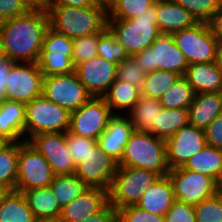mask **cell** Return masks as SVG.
<instances>
[{
    "label": "cell",
    "mask_w": 222,
    "mask_h": 222,
    "mask_svg": "<svg viewBox=\"0 0 222 222\" xmlns=\"http://www.w3.org/2000/svg\"><path fill=\"white\" fill-rule=\"evenodd\" d=\"M50 27L48 11L29 10L0 23L2 52L13 63H37Z\"/></svg>",
    "instance_id": "obj_1"
},
{
    "label": "cell",
    "mask_w": 222,
    "mask_h": 222,
    "mask_svg": "<svg viewBox=\"0 0 222 222\" xmlns=\"http://www.w3.org/2000/svg\"><path fill=\"white\" fill-rule=\"evenodd\" d=\"M50 27L69 39L100 33L107 27V8L96 4L88 7L49 6Z\"/></svg>",
    "instance_id": "obj_2"
},
{
    "label": "cell",
    "mask_w": 222,
    "mask_h": 222,
    "mask_svg": "<svg viewBox=\"0 0 222 222\" xmlns=\"http://www.w3.org/2000/svg\"><path fill=\"white\" fill-rule=\"evenodd\" d=\"M118 166L150 170L160 176L169 173L166 142L149 132L133 131Z\"/></svg>",
    "instance_id": "obj_3"
},
{
    "label": "cell",
    "mask_w": 222,
    "mask_h": 222,
    "mask_svg": "<svg viewBox=\"0 0 222 222\" xmlns=\"http://www.w3.org/2000/svg\"><path fill=\"white\" fill-rule=\"evenodd\" d=\"M107 28L121 43L129 56L146 48L162 34L157 26L156 1L139 17L128 20H108Z\"/></svg>",
    "instance_id": "obj_4"
},
{
    "label": "cell",
    "mask_w": 222,
    "mask_h": 222,
    "mask_svg": "<svg viewBox=\"0 0 222 222\" xmlns=\"http://www.w3.org/2000/svg\"><path fill=\"white\" fill-rule=\"evenodd\" d=\"M160 177L150 170L118 166L108 190L109 204L117 211L125 206L136 205L145 190Z\"/></svg>",
    "instance_id": "obj_5"
},
{
    "label": "cell",
    "mask_w": 222,
    "mask_h": 222,
    "mask_svg": "<svg viewBox=\"0 0 222 222\" xmlns=\"http://www.w3.org/2000/svg\"><path fill=\"white\" fill-rule=\"evenodd\" d=\"M69 128L70 112L44 95L26 104L24 135L28 139L42 133H67Z\"/></svg>",
    "instance_id": "obj_6"
},
{
    "label": "cell",
    "mask_w": 222,
    "mask_h": 222,
    "mask_svg": "<svg viewBox=\"0 0 222 222\" xmlns=\"http://www.w3.org/2000/svg\"><path fill=\"white\" fill-rule=\"evenodd\" d=\"M133 57L145 74L158 69L184 76L189 66L173 36L168 34H161L149 48L134 54Z\"/></svg>",
    "instance_id": "obj_7"
},
{
    "label": "cell",
    "mask_w": 222,
    "mask_h": 222,
    "mask_svg": "<svg viewBox=\"0 0 222 222\" xmlns=\"http://www.w3.org/2000/svg\"><path fill=\"white\" fill-rule=\"evenodd\" d=\"M175 199L196 206L222 191L221 185L205 174L178 167L169 170Z\"/></svg>",
    "instance_id": "obj_8"
},
{
    "label": "cell",
    "mask_w": 222,
    "mask_h": 222,
    "mask_svg": "<svg viewBox=\"0 0 222 222\" xmlns=\"http://www.w3.org/2000/svg\"><path fill=\"white\" fill-rule=\"evenodd\" d=\"M172 36L189 65L215 61L219 43L207 23L198 22L190 28L173 33Z\"/></svg>",
    "instance_id": "obj_9"
},
{
    "label": "cell",
    "mask_w": 222,
    "mask_h": 222,
    "mask_svg": "<svg viewBox=\"0 0 222 222\" xmlns=\"http://www.w3.org/2000/svg\"><path fill=\"white\" fill-rule=\"evenodd\" d=\"M54 176L46 159L28 141H20L15 189L48 187Z\"/></svg>",
    "instance_id": "obj_10"
},
{
    "label": "cell",
    "mask_w": 222,
    "mask_h": 222,
    "mask_svg": "<svg viewBox=\"0 0 222 222\" xmlns=\"http://www.w3.org/2000/svg\"><path fill=\"white\" fill-rule=\"evenodd\" d=\"M43 77L37 63H12L5 79L4 99L31 102L42 95Z\"/></svg>",
    "instance_id": "obj_11"
},
{
    "label": "cell",
    "mask_w": 222,
    "mask_h": 222,
    "mask_svg": "<svg viewBox=\"0 0 222 222\" xmlns=\"http://www.w3.org/2000/svg\"><path fill=\"white\" fill-rule=\"evenodd\" d=\"M42 95L69 112L77 110L92 98L75 72L44 76Z\"/></svg>",
    "instance_id": "obj_12"
},
{
    "label": "cell",
    "mask_w": 222,
    "mask_h": 222,
    "mask_svg": "<svg viewBox=\"0 0 222 222\" xmlns=\"http://www.w3.org/2000/svg\"><path fill=\"white\" fill-rule=\"evenodd\" d=\"M112 115L103 97H92L80 108L70 112L69 132L97 140L105 131Z\"/></svg>",
    "instance_id": "obj_13"
},
{
    "label": "cell",
    "mask_w": 222,
    "mask_h": 222,
    "mask_svg": "<svg viewBox=\"0 0 222 222\" xmlns=\"http://www.w3.org/2000/svg\"><path fill=\"white\" fill-rule=\"evenodd\" d=\"M48 162L54 175H70L75 163L66 146V133H42L27 139Z\"/></svg>",
    "instance_id": "obj_14"
},
{
    "label": "cell",
    "mask_w": 222,
    "mask_h": 222,
    "mask_svg": "<svg viewBox=\"0 0 222 222\" xmlns=\"http://www.w3.org/2000/svg\"><path fill=\"white\" fill-rule=\"evenodd\" d=\"M117 168L118 163L97 144L93 152L76 165L74 174L88 187L108 191Z\"/></svg>",
    "instance_id": "obj_15"
},
{
    "label": "cell",
    "mask_w": 222,
    "mask_h": 222,
    "mask_svg": "<svg viewBox=\"0 0 222 222\" xmlns=\"http://www.w3.org/2000/svg\"><path fill=\"white\" fill-rule=\"evenodd\" d=\"M165 142L169 169L183 167L192 156L205 147V131L188 124Z\"/></svg>",
    "instance_id": "obj_16"
},
{
    "label": "cell",
    "mask_w": 222,
    "mask_h": 222,
    "mask_svg": "<svg viewBox=\"0 0 222 222\" xmlns=\"http://www.w3.org/2000/svg\"><path fill=\"white\" fill-rule=\"evenodd\" d=\"M75 73L92 97H103L116 80L117 65L96 56L78 64Z\"/></svg>",
    "instance_id": "obj_17"
},
{
    "label": "cell",
    "mask_w": 222,
    "mask_h": 222,
    "mask_svg": "<svg viewBox=\"0 0 222 222\" xmlns=\"http://www.w3.org/2000/svg\"><path fill=\"white\" fill-rule=\"evenodd\" d=\"M109 204L108 191L89 187L62 208L58 222H81L102 211Z\"/></svg>",
    "instance_id": "obj_18"
},
{
    "label": "cell",
    "mask_w": 222,
    "mask_h": 222,
    "mask_svg": "<svg viewBox=\"0 0 222 222\" xmlns=\"http://www.w3.org/2000/svg\"><path fill=\"white\" fill-rule=\"evenodd\" d=\"M133 131L129 116L113 114L108 120L105 131L98 137L97 144L106 154L119 163Z\"/></svg>",
    "instance_id": "obj_19"
},
{
    "label": "cell",
    "mask_w": 222,
    "mask_h": 222,
    "mask_svg": "<svg viewBox=\"0 0 222 222\" xmlns=\"http://www.w3.org/2000/svg\"><path fill=\"white\" fill-rule=\"evenodd\" d=\"M26 104L3 99L0 101V140L2 142L25 141Z\"/></svg>",
    "instance_id": "obj_20"
},
{
    "label": "cell",
    "mask_w": 222,
    "mask_h": 222,
    "mask_svg": "<svg viewBox=\"0 0 222 222\" xmlns=\"http://www.w3.org/2000/svg\"><path fill=\"white\" fill-rule=\"evenodd\" d=\"M157 26L162 34L172 35L198 23L195 18L174 0H156Z\"/></svg>",
    "instance_id": "obj_21"
},
{
    "label": "cell",
    "mask_w": 222,
    "mask_h": 222,
    "mask_svg": "<svg viewBox=\"0 0 222 222\" xmlns=\"http://www.w3.org/2000/svg\"><path fill=\"white\" fill-rule=\"evenodd\" d=\"M175 200L172 183L166 175L145 190L136 206L149 213L164 216Z\"/></svg>",
    "instance_id": "obj_22"
},
{
    "label": "cell",
    "mask_w": 222,
    "mask_h": 222,
    "mask_svg": "<svg viewBox=\"0 0 222 222\" xmlns=\"http://www.w3.org/2000/svg\"><path fill=\"white\" fill-rule=\"evenodd\" d=\"M222 114V93H197L188 108L189 124L205 130Z\"/></svg>",
    "instance_id": "obj_23"
},
{
    "label": "cell",
    "mask_w": 222,
    "mask_h": 222,
    "mask_svg": "<svg viewBox=\"0 0 222 222\" xmlns=\"http://www.w3.org/2000/svg\"><path fill=\"white\" fill-rule=\"evenodd\" d=\"M22 193L36 220L58 222L62 209L50 186L30 189Z\"/></svg>",
    "instance_id": "obj_24"
},
{
    "label": "cell",
    "mask_w": 222,
    "mask_h": 222,
    "mask_svg": "<svg viewBox=\"0 0 222 222\" xmlns=\"http://www.w3.org/2000/svg\"><path fill=\"white\" fill-rule=\"evenodd\" d=\"M195 94L222 90V73L214 62L189 65L184 75Z\"/></svg>",
    "instance_id": "obj_25"
},
{
    "label": "cell",
    "mask_w": 222,
    "mask_h": 222,
    "mask_svg": "<svg viewBox=\"0 0 222 222\" xmlns=\"http://www.w3.org/2000/svg\"><path fill=\"white\" fill-rule=\"evenodd\" d=\"M183 168L210 176L222 186V149L206 144Z\"/></svg>",
    "instance_id": "obj_26"
},
{
    "label": "cell",
    "mask_w": 222,
    "mask_h": 222,
    "mask_svg": "<svg viewBox=\"0 0 222 222\" xmlns=\"http://www.w3.org/2000/svg\"><path fill=\"white\" fill-rule=\"evenodd\" d=\"M141 97V89L122 80H115L103 96L112 114L115 110H128L129 113Z\"/></svg>",
    "instance_id": "obj_27"
},
{
    "label": "cell",
    "mask_w": 222,
    "mask_h": 222,
    "mask_svg": "<svg viewBox=\"0 0 222 222\" xmlns=\"http://www.w3.org/2000/svg\"><path fill=\"white\" fill-rule=\"evenodd\" d=\"M163 107L159 100L141 95L138 102L129 112L134 131L150 132L157 124L158 113Z\"/></svg>",
    "instance_id": "obj_28"
},
{
    "label": "cell",
    "mask_w": 222,
    "mask_h": 222,
    "mask_svg": "<svg viewBox=\"0 0 222 222\" xmlns=\"http://www.w3.org/2000/svg\"><path fill=\"white\" fill-rule=\"evenodd\" d=\"M33 212L27 206L23 193L9 190L0 204V222H36Z\"/></svg>",
    "instance_id": "obj_29"
},
{
    "label": "cell",
    "mask_w": 222,
    "mask_h": 222,
    "mask_svg": "<svg viewBox=\"0 0 222 222\" xmlns=\"http://www.w3.org/2000/svg\"><path fill=\"white\" fill-rule=\"evenodd\" d=\"M189 124L188 109H166L158 113L157 124L149 132L164 140Z\"/></svg>",
    "instance_id": "obj_30"
},
{
    "label": "cell",
    "mask_w": 222,
    "mask_h": 222,
    "mask_svg": "<svg viewBox=\"0 0 222 222\" xmlns=\"http://www.w3.org/2000/svg\"><path fill=\"white\" fill-rule=\"evenodd\" d=\"M19 142L0 144V185L14 190L17 180Z\"/></svg>",
    "instance_id": "obj_31"
},
{
    "label": "cell",
    "mask_w": 222,
    "mask_h": 222,
    "mask_svg": "<svg viewBox=\"0 0 222 222\" xmlns=\"http://www.w3.org/2000/svg\"><path fill=\"white\" fill-rule=\"evenodd\" d=\"M50 187L61 209L89 188L75 174L55 175Z\"/></svg>",
    "instance_id": "obj_32"
},
{
    "label": "cell",
    "mask_w": 222,
    "mask_h": 222,
    "mask_svg": "<svg viewBox=\"0 0 222 222\" xmlns=\"http://www.w3.org/2000/svg\"><path fill=\"white\" fill-rule=\"evenodd\" d=\"M194 96L195 92L187 78L185 76H180L161 96L159 103L166 109H188Z\"/></svg>",
    "instance_id": "obj_33"
},
{
    "label": "cell",
    "mask_w": 222,
    "mask_h": 222,
    "mask_svg": "<svg viewBox=\"0 0 222 222\" xmlns=\"http://www.w3.org/2000/svg\"><path fill=\"white\" fill-rule=\"evenodd\" d=\"M181 75L166 71L155 70L146 74L141 88V95L159 100Z\"/></svg>",
    "instance_id": "obj_34"
},
{
    "label": "cell",
    "mask_w": 222,
    "mask_h": 222,
    "mask_svg": "<svg viewBox=\"0 0 222 222\" xmlns=\"http://www.w3.org/2000/svg\"><path fill=\"white\" fill-rule=\"evenodd\" d=\"M156 0H115L107 9L108 20H128L139 17Z\"/></svg>",
    "instance_id": "obj_35"
},
{
    "label": "cell",
    "mask_w": 222,
    "mask_h": 222,
    "mask_svg": "<svg viewBox=\"0 0 222 222\" xmlns=\"http://www.w3.org/2000/svg\"><path fill=\"white\" fill-rule=\"evenodd\" d=\"M72 55L73 40L49 27L43 40L40 56L72 57Z\"/></svg>",
    "instance_id": "obj_36"
},
{
    "label": "cell",
    "mask_w": 222,
    "mask_h": 222,
    "mask_svg": "<svg viewBox=\"0 0 222 222\" xmlns=\"http://www.w3.org/2000/svg\"><path fill=\"white\" fill-rule=\"evenodd\" d=\"M106 27L100 33H94L86 35L73 40V55L72 61L74 67L83 62L89 61L92 58L98 56V42L99 37L107 30Z\"/></svg>",
    "instance_id": "obj_37"
},
{
    "label": "cell",
    "mask_w": 222,
    "mask_h": 222,
    "mask_svg": "<svg viewBox=\"0 0 222 222\" xmlns=\"http://www.w3.org/2000/svg\"><path fill=\"white\" fill-rule=\"evenodd\" d=\"M98 56L116 65L122 63L129 55L125 47L117 42L114 35L107 29L100 37L98 42Z\"/></svg>",
    "instance_id": "obj_38"
},
{
    "label": "cell",
    "mask_w": 222,
    "mask_h": 222,
    "mask_svg": "<svg viewBox=\"0 0 222 222\" xmlns=\"http://www.w3.org/2000/svg\"><path fill=\"white\" fill-rule=\"evenodd\" d=\"M187 10L197 22L207 23L222 8V0H174Z\"/></svg>",
    "instance_id": "obj_39"
},
{
    "label": "cell",
    "mask_w": 222,
    "mask_h": 222,
    "mask_svg": "<svg viewBox=\"0 0 222 222\" xmlns=\"http://www.w3.org/2000/svg\"><path fill=\"white\" fill-rule=\"evenodd\" d=\"M43 76L69 74L75 72L72 57L39 56L37 61Z\"/></svg>",
    "instance_id": "obj_40"
},
{
    "label": "cell",
    "mask_w": 222,
    "mask_h": 222,
    "mask_svg": "<svg viewBox=\"0 0 222 222\" xmlns=\"http://www.w3.org/2000/svg\"><path fill=\"white\" fill-rule=\"evenodd\" d=\"M196 222H222V191L194 206Z\"/></svg>",
    "instance_id": "obj_41"
},
{
    "label": "cell",
    "mask_w": 222,
    "mask_h": 222,
    "mask_svg": "<svg viewBox=\"0 0 222 222\" xmlns=\"http://www.w3.org/2000/svg\"><path fill=\"white\" fill-rule=\"evenodd\" d=\"M97 145V140L82 137L70 133H66V146L69 150L72 159L77 165L83 160L87 155L93 152V148Z\"/></svg>",
    "instance_id": "obj_42"
},
{
    "label": "cell",
    "mask_w": 222,
    "mask_h": 222,
    "mask_svg": "<svg viewBox=\"0 0 222 222\" xmlns=\"http://www.w3.org/2000/svg\"><path fill=\"white\" fill-rule=\"evenodd\" d=\"M146 74L138 66L133 56L127 57L122 63L117 65L116 79L127 82L141 89Z\"/></svg>",
    "instance_id": "obj_43"
},
{
    "label": "cell",
    "mask_w": 222,
    "mask_h": 222,
    "mask_svg": "<svg viewBox=\"0 0 222 222\" xmlns=\"http://www.w3.org/2000/svg\"><path fill=\"white\" fill-rule=\"evenodd\" d=\"M117 217L122 222H165L164 216L149 213L136 205L120 208Z\"/></svg>",
    "instance_id": "obj_44"
},
{
    "label": "cell",
    "mask_w": 222,
    "mask_h": 222,
    "mask_svg": "<svg viewBox=\"0 0 222 222\" xmlns=\"http://www.w3.org/2000/svg\"><path fill=\"white\" fill-rule=\"evenodd\" d=\"M164 219L165 222H196L194 206L175 200Z\"/></svg>",
    "instance_id": "obj_45"
},
{
    "label": "cell",
    "mask_w": 222,
    "mask_h": 222,
    "mask_svg": "<svg viewBox=\"0 0 222 222\" xmlns=\"http://www.w3.org/2000/svg\"><path fill=\"white\" fill-rule=\"evenodd\" d=\"M29 10L21 0H0V23L24 15Z\"/></svg>",
    "instance_id": "obj_46"
},
{
    "label": "cell",
    "mask_w": 222,
    "mask_h": 222,
    "mask_svg": "<svg viewBox=\"0 0 222 222\" xmlns=\"http://www.w3.org/2000/svg\"><path fill=\"white\" fill-rule=\"evenodd\" d=\"M204 131L206 144L222 149V114L217 116Z\"/></svg>",
    "instance_id": "obj_47"
},
{
    "label": "cell",
    "mask_w": 222,
    "mask_h": 222,
    "mask_svg": "<svg viewBox=\"0 0 222 222\" xmlns=\"http://www.w3.org/2000/svg\"><path fill=\"white\" fill-rule=\"evenodd\" d=\"M117 217V210L108 204L102 211L89 216L81 222H112Z\"/></svg>",
    "instance_id": "obj_48"
},
{
    "label": "cell",
    "mask_w": 222,
    "mask_h": 222,
    "mask_svg": "<svg viewBox=\"0 0 222 222\" xmlns=\"http://www.w3.org/2000/svg\"><path fill=\"white\" fill-rule=\"evenodd\" d=\"M212 35L222 45V8L219 9L207 22Z\"/></svg>",
    "instance_id": "obj_49"
},
{
    "label": "cell",
    "mask_w": 222,
    "mask_h": 222,
    "mask_svg": "<svg viewBox=\"0 0 222 222\" xmlns=\"http://www.w3.org/2000/svg\"><path fill=\"white\" fill-rule=\"evenodd\" d=\"M95 0H50L49 6L88 7L95 6Z\"/></svg>",
    "instance_id": "obj_50"
},
{
    "label": "cell",
    "mask_w": 222,
    "mask_h": 222,
    "mask_svg": "<svg viewBox=\"0 0 222 222\" xmlns=\"http://www.w3.org/2000/svg\"><path fill=\"white\" fill-rule=\"evenodd\" d=\"M13 62L4 59L0 62V101L4 99L5 79Z\"/></svg>",
    "instance_id": "obj_51"
},
{
    "label": "cell",
    "mask_w": 222,
    "mask_h": 222,
    "mask_svg": "<svg viewBox=\"0 0 222 222\" xmlns=\"http://www.w3.org/2000/svg\"><path fill=\"white\" fill-rule=\"evenodd\" d=\"M30 10L48 11L50 0H21Z\"/></svg>",
    "instance_id": "obj_52"
},
{
    "label": "cell",
    "mask_w": 222,
    "mask_h": 222,
    "mask_svg": "<svg viewBox=\"0 0 222 222\" xmlns=\"http://www.w3.org/2000/svg\"><path fill=\"white\" fill-rule=\"evenodd\" d=\"M214 63L218 70L222 73V45L218 46Z\"/></svg>",
    "instance_id": "obj_53"
},
{
    "label": "cell",
    "mask_w": 222,
    "mask_h": 222,
    "mask_svg": "<svg viewBox=\"0 0 222 222\" xmlns=\"http://www.w3.org/2000/svg\"><path fill=\"white\" fill-rule=\"evenodd\" d=\"M115 0H95V2L99 5H102L104 7H106L107 9L111 6V4L114 2Z\"/></svg>",
    "instance_id": "obj_54"
},
{
    "label": "cell",
    "mask_w": 222,
    "mask_h": 222,
    "mask_svg": "<svg viewBox=\"0 0 222 222\" xmlns=\"http://www.w3.org/2000/svg\"><path fill=\"white\" fill-rule=\"evenodd\" d=\"M9 192V189L0 185V204L5 198L6 194Z\"/></svg>",
    "instance_id": "obj_55"
},
{
    "label": "cell",
    "mask_w": 222,
    "mask_h": 222,
    "mask_svg": "<svg viewBox=\"0 0 222 222\" xmlns=\"http://www.w3.org/2000/svg\"><path fill=\"white\" fill-rule=\"evenodd\" d=\"M4 55H3V52H2V42H1V34H0V62L2 60H4Z\"/></svg>",
    "instance_id": "obj_56"
},
{
    "label": "cell",
    "mask_w": 222,
    "mask_h": 222,
    "mask_svg": "<svg viewBox=\"0 0 222 222\" xmlns=\"http://www.w3.org/2000/svg\"><path fill=\"white\" fill-rule=\"evenodd\" d=\"M112 222H122L118 217H116Z\"/></svg>",
    "instance_id": "obj_57"
},
{
    "label": "cell",
    "mask_w": 222,
    "mask_h": 222,
    "mask_svg": "<svg viewBox=\"0 0 222 222\" xmlns=\"http://www.w3.org/2000/svg\"><path fill=\"white\" fill-rule=\"evenodd\" d=\"M36 222H54V221H41V220H37Z\"/></svg>",
    "instance_id": "obj_58"
}]
</instances>
